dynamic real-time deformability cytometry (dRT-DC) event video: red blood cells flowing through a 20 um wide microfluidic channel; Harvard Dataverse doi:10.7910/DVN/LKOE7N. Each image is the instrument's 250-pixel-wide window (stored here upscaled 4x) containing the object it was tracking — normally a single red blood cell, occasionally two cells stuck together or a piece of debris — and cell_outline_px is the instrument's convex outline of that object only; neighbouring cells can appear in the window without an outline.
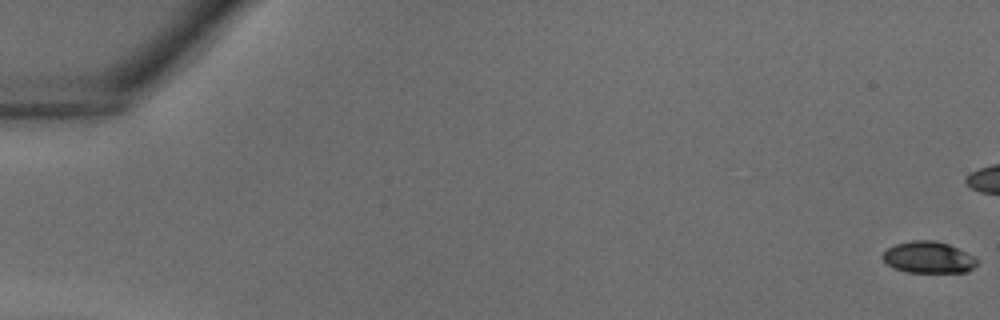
{"species": "common noctule bat (a hibernating species)", "species_latin": "Nyctalus noctula", "temperature_condition": "warm", "stored_images_in_passage": 33, "camera_frame_rate_fps": 3000, "um_per_image_px": 0.085, "animal": {"sex": "male", "body_mass_g": 18.8}, "frame": {"image": 1, "passage_image": 1, "time_ms": 0.0, "image_size_px": [1000, 320], "cell_outline_px": [[976, 264], [968, 272], [908, 272], [896, 268], [888, 264], [880, 256], [888, 248], [896, 244], [912, 240], [936, 240], [948, 244], [972, 256], [976, 260]], "centroid_in_image_um": [78.89, 21.87], "position_along_channel_um": 6.1, "area_um2": 17.05}}
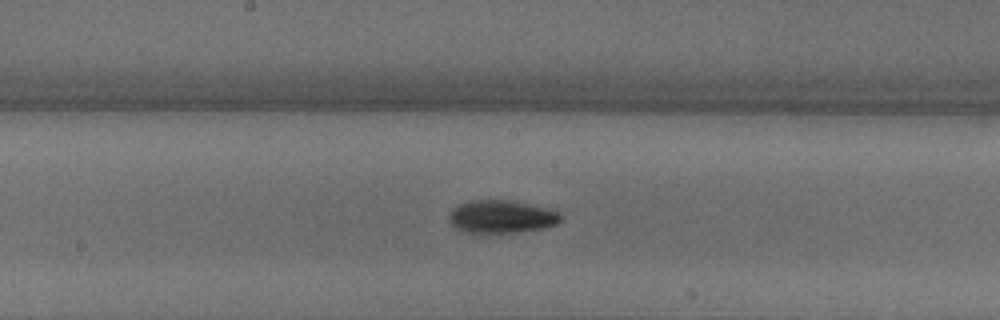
{"frame": {"image": 2, "passage_image": 22, "time_ms": 7.0, "image_size_px": [1000, 320], "cell_outline_px": [[560, 220], [556, 224], [544, 228], [520, 232], [468, 232], [452, 224], [448, 220], [448, 216], [452, 208], [460, 204], [472, 200], [508, 200], [556, 208], [560, 212]], "centroid_in_image_um": [42.69, 18.39], "position_along_channel_um": 205.5, "area_um2": 21.44}}
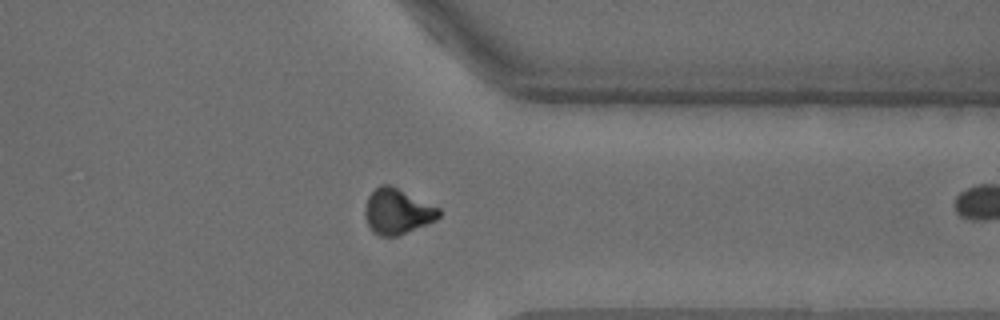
{"frame": {"image": 3, "passage_image": 32, "time_ms": 10.333, "image_size_px": [1000, 320], "cell_outline_px": [[440, 216], [436, 220], [428, 224], [396, 236], [380, 236], [372, 232], [368, 224], [364, 212], [364, 208], [368, 196], [380, 184], [388, 184], [440, 208]], "centroid_in_image_um": [33.76, 17.98], "position_along_channel_um": 377.6, "area_um2": 19.42}}